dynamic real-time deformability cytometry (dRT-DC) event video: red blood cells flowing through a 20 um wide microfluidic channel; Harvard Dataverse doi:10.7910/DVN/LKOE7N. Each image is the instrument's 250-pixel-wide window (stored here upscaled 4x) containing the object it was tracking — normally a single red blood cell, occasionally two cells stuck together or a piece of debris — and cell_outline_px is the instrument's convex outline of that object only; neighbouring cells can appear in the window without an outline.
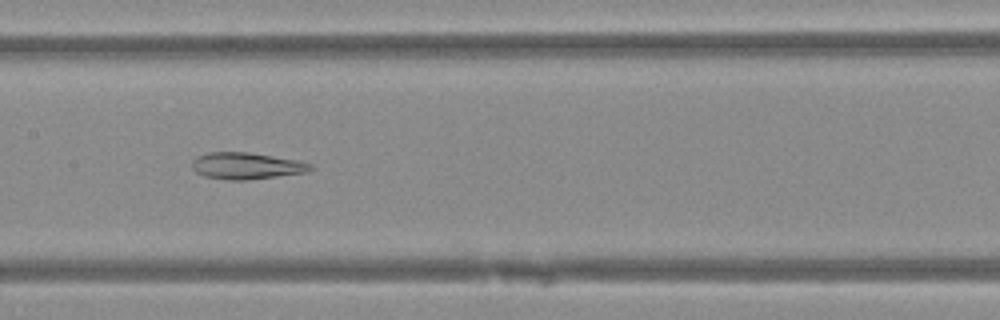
{"species": "Egyptian fruit bat (a non-hibernating species)", "species_latin": "Rousettus aegyptiacus", "temperature_condition": "warm", "stored_images_in_passage": 51, "camera_frame_rate_fps": 3000, "um_per_image_px": 0.085, "animal": {"sex": "female"}, "frame": {"image": 1, "passage_image": 26, "time_ms": 8.333, "image_size_px": [1000, 320], "cell_outline_px": [[316, 168], [308, 172], [248, 180], [228, 180], [204, 176], [196, 172], [192, 168], [192, 160], [196, 156], [208, 152], [248, 152], [296, 160], [312, 164]], "centroid_in_image_um": [20.94, 14.1], "position_along_channel_um": 186.5, "area_um2": 18.5}}
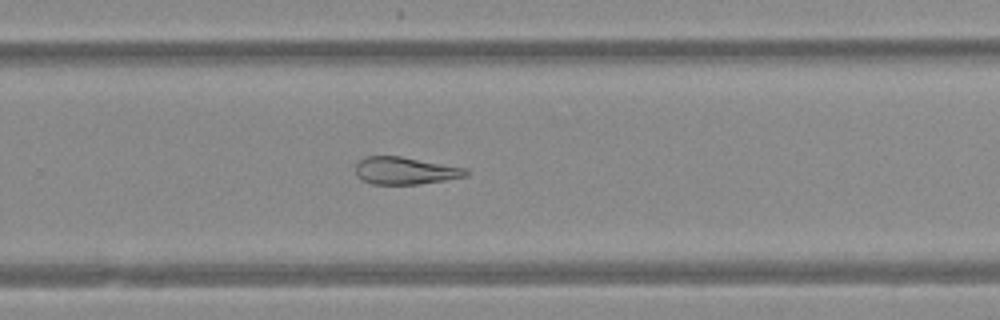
{"frame": {"image": 2, "passage_image": 34, "time_ms": 11.0, "image_size_px": [1000, 320], "cell_outline_px": [[468, 176], [444, 180], [416, 184], [372, 184], [356, 176], [356, 164], [364, 156], [400, 156], [468, 168]], "centroid_in_image_um": [34.45, 14.5], "position_along_channel_um": 295.4, "area_um2": 17.57}}
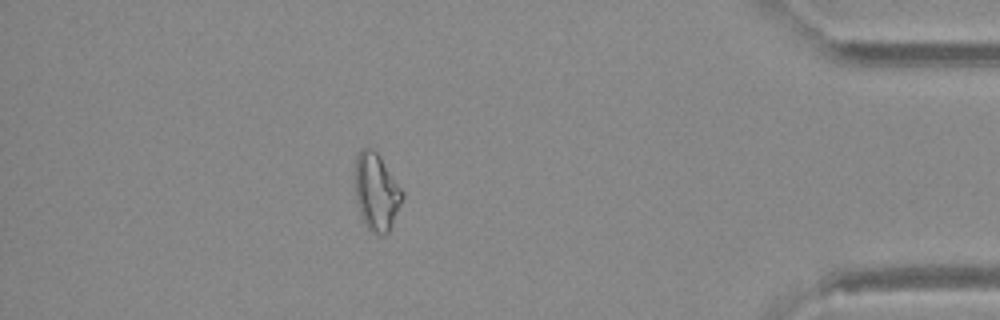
{"frame": {"image": 3, "passage_image": 45, "time_ms": 14.667, "image_size_px": [1000, 320], "cell_outline_px": [[404, 196], [388, 232], [380, 236], [368, 228], [360, 212], [356, 200], [356, 156], [360, 148], [372, 148], [376, 152], [404, 192]], "centroid_in_image_um": [32.0, 16.3], "position_along_channel_um": 403.2, "area_um2": 20.69}}